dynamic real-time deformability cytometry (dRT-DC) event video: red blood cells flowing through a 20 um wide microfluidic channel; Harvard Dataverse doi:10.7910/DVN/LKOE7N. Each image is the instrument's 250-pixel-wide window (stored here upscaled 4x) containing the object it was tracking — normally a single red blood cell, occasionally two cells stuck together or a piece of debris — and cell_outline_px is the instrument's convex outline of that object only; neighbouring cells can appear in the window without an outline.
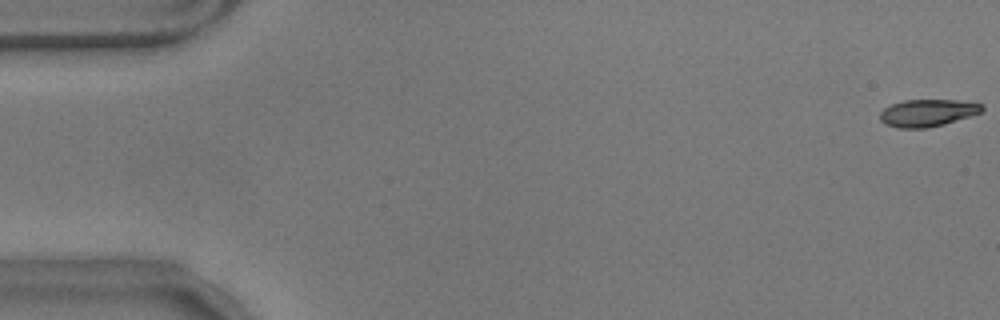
{"species": "common noctule bat (a hibernating species)", "species_latin": "Nyctalus noctula", "temperature_condition": "warm", "stored_images_in_passage": 53, "camera_frame_rate_fps": 3000, "um_per_image_px": 0.085, "animal": {"sex": "male", "body_mass_g": 17.9}, "frame": {"image": 1, "passage_image": 1, "time_ms": 0.0, "image_size_px": [1000, 320], "cell_outline_px": [[984, 108], [980, 112], [944, 124], [928, 128], [896, 128], [884, 124], [880, 120], [880, 112], [884, 108], [892, 104], [904, 100], [956, 100], [984, 104]], "centroid_in_image_um": [78.8, 9.6], "position_along_channel_um": 6.2, "area_um2": 16.13}}
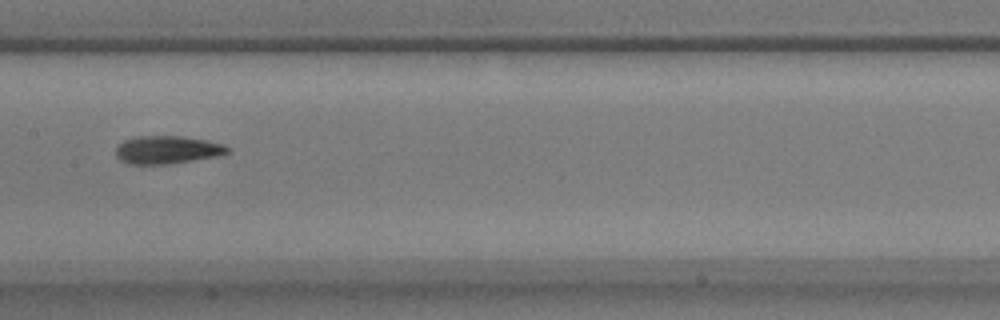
{"frame": {"image": 2, "passage_image": 29, "time_ms": 9.333, "image_size_px": [1000, 320], "cell_outline_px": [[228, 152], [216, 156], [168, 164], [128, 164], [120, 160], [116, 156], [116, 148], [124, 140], [140, 136], [180, 136], [204, 140], [224, 144], [228, 148]], "centroid_in_image_um": [14.17, 12.74], "position_along_channel_um": 193.2, "area_um2": 17.92}}
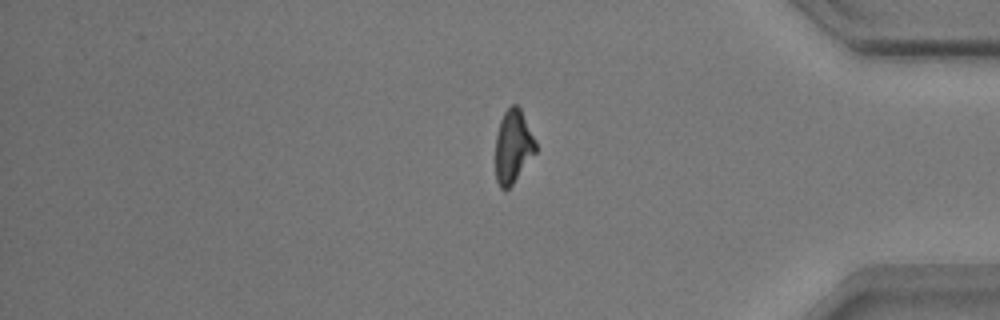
{"frame": {"image": 3, "passage_image": 48, "time_ms": 15.667, "image_size_px": [1000, 320], "cell_outline_px": [[536, 152], [512, 184], [508, 188], [500, 188], [496, 180], [496, 136], [500, 120], [504, 112], [512, 104], [516, 104], [520, 108], [536, 140]], "centroid_in_image_um": [43.61, 12.42], "position_along_channel_um": 391.6, "area_um2": 16.99}, "authors_computed_cell_mechanics": {"area_um2": 17.8024, "velocity_mm_per_s": 3.5336, "shape_relaxation_time_tau1_ms": 4.9299, "shape_relaxation_time_tau2_ms": 3.6032, "deformation_change_tau1": 0.1723, "deformation_change_tau2": 0.1135}}